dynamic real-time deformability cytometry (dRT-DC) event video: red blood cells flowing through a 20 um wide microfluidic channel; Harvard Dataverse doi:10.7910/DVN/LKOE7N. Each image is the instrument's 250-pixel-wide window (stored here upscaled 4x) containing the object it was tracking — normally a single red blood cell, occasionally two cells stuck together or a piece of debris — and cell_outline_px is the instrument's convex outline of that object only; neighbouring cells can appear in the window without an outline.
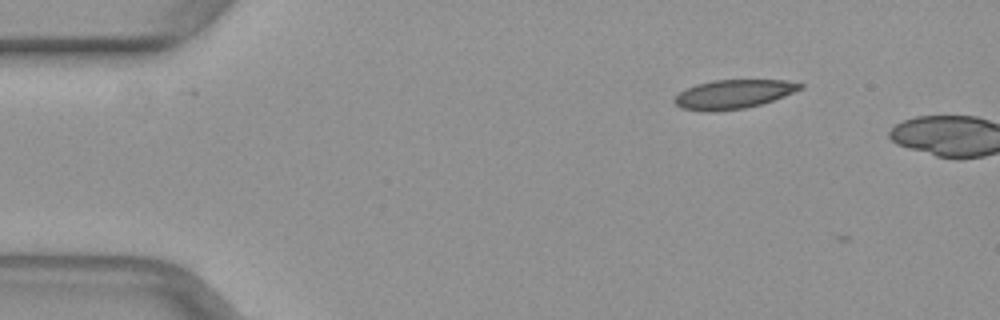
{"species": "common noctule bat (a hibernating species)", "species_latin": "Nyctalus noctula", "temperature_condition": "warm", "stored_images_in_passage": 3, "camera_frame_rate_fps": 3000, "um_per_image_px": 0.085, "animal": {"sex": "female", "body_mass_g": 29.2, "forearm_length_mm": 56.3}, "frame": {"image": 1, "passage_image": 1, "time_ms": 0.0, "image_size_px": [1000, 320], "cell_outline_px": [[804, 88], [784, 96], [760, 104], [744, 108], [708, 112], [704, 112], [680, 108], [672, 100], [684, 88], [696, 84], [712, 80], [784, 80], [804, 84]], "centroid_in_image_um": [62.3, 8.0], "position_along_channel_um": 22.7, "area_um2": 21.27}}